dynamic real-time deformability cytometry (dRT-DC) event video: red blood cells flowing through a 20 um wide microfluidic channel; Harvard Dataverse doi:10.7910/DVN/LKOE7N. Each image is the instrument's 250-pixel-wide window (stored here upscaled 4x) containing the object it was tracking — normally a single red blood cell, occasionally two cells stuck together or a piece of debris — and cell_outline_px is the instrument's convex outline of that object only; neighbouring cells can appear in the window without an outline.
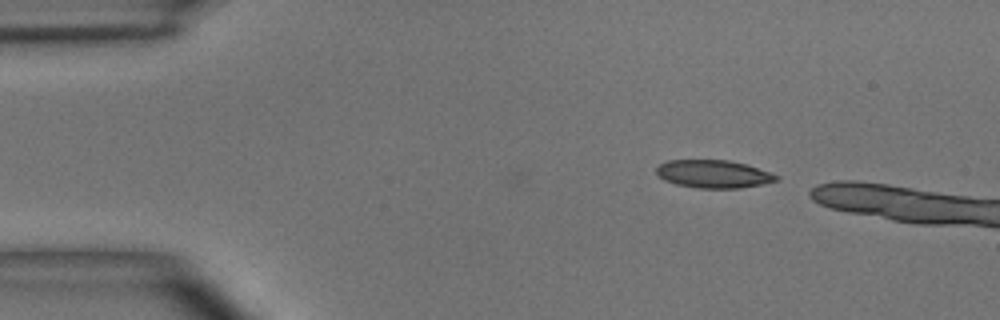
{"species": "common noctule bat (a hibernating species)", "species_latin": "Nyctalus noctula", "temperature_condition": "room temperature", "stored_images_in_passage": 3, "camera_frame_rate_fps": 3000, "um_per_image_px": 0.085, "animal": {"sex": "male", "body_mass_g": 15.6}, "frame": {"image": 1, "passage_image": 1, "time_ms": 0.0, "image_size_px": [1000, 320], "cell_outline_px": [[780, 180], [740, 188], [696, 188], [676, 184], [664, 180], [656, 176], [656, 168], [660, 164], [668, 160], [728, 160], [748, 164], [780, 176]], "centroid_in_image_um": [60.64, 14.78], "position_along_channel_um": 24.4, "area_um2": 19.65}}